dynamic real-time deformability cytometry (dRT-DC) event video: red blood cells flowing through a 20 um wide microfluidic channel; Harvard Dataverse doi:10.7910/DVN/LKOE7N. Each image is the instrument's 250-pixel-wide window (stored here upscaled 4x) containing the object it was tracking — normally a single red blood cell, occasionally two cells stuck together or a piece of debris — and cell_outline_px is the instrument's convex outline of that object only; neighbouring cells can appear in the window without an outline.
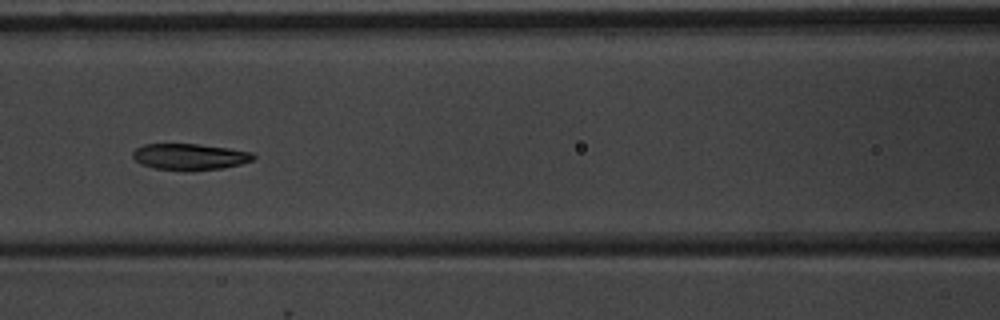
{"species": "common noctule bat (a hibernating species)", "species_latin": "Nyctalus noctula", "temperature_condition": "warm", "stored_images_in_passage": 9, "camera_frame_rate_fps": 3000, "um_per_image_px": 0.085, "animal": {"sex": "male", "body_mass_g": 20.1, "forearm_length_mm": 53.5}, "frame": {"image": 1, "passage_image": 7, "time_ms": 7.667, "image_size_px": [1000, 320], "cell_outline_px": [[256, 156], [252, 160], [240, 164], [220, 168], [156, 168], [140, 164], [132, 156], [132, 152], [136, 148], [144, 144], [200, 144], [228, 148], [252, 152]], "centroid_in_image_um": [16.12, 13.27], "position_along_channel_um": 150.5, "area_um2": 17.69}}
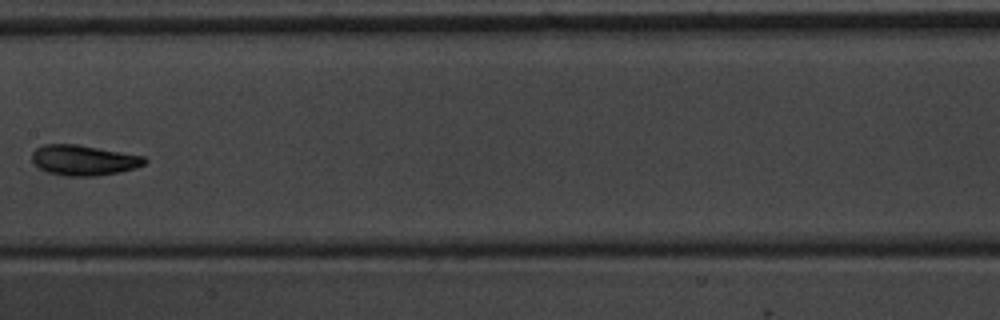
{"frame": {"image": 2, "passage_image": 8, "time_ms": 9.0, "image_size_px": [1000, 320], "cell_outline_px": [[148, 160], [144, 164], [136, 168], [120, 172], [96, 176], [64, 176], [48, 172], [40, 168], [32, 160], [32, 152], [36, 148], [44, 144], [80, 144], [144, 156]], "centroid_in_image_um": [7.13, 13.61], "position_along_channel_um": 200.3, "area_um2": 20.06}}
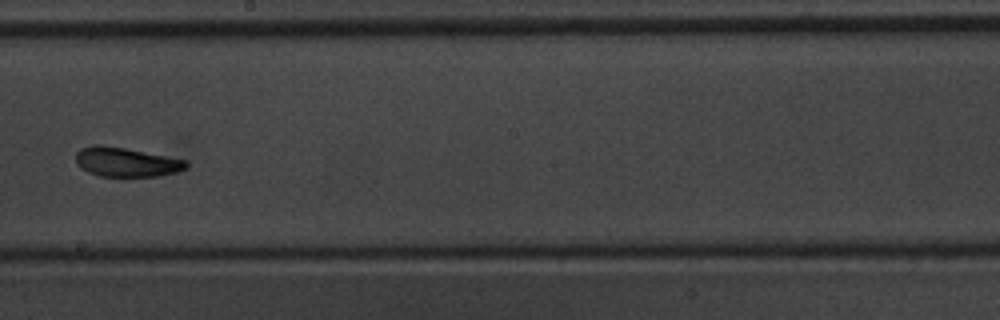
{"frame": {"image": 3, "passage_image": 9, "time_ms": 10.0, "image_size_px": [1000, 320], "cell_outline_px": [[188, 164], [184, 168], [176, 172], [160, 176], [100, 176], [88, 172], [80, 168], [76, 164], [76, 152], [80, 148], [96, 144], [100, 144], [124, 148], [188, 160]], "centroid_in_image_um": [10.69, 13.77], "position_along_channel_um": 237.5, "area_um2": 18.84}}